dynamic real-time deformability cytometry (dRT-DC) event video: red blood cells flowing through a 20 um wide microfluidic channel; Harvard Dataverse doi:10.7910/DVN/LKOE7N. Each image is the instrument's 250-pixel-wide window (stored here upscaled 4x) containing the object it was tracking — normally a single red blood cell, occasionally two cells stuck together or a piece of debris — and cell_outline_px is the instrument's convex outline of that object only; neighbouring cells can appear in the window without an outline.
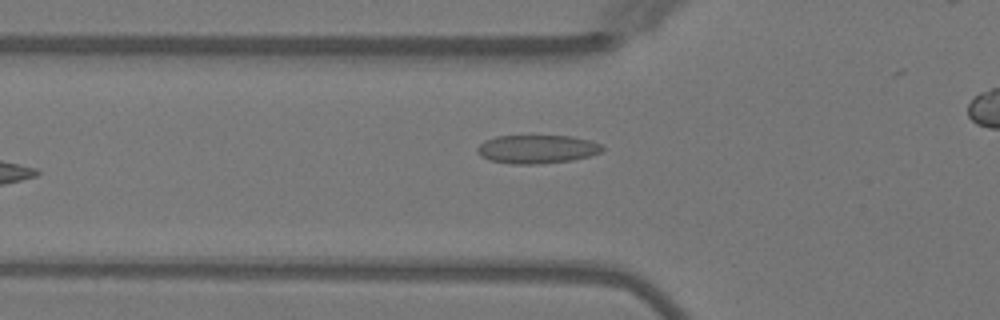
{"species": "Egyptian fruit bat (a non-hibernating species)", "species_latin": "Rousettus aegyptiacus", "temperature_condition": "warm", "stored_images_in_passage": 6, "segment_of_instrument_passage": [1, 2], "camera_frame_rate_fps": 3000, "um_per_image_px": 0.085, "animal": {"sex": "female"}, "frame": {"image": 1, "passage_image": 5, "time_ms": 4.667, "image_size_px": [1000, 320], "cell_outline_px": [[604, 148], [600, 152], [588, 156], [572, 160], [536, 164], [512, 164], [488, 160], [480, 156], [476, 152], [476, 148], [484, 140], [496, 136], [572, 136], [592, 140], [600, 144]], "centroid_in_image_um": [45.61, 12.67], "position_along_channel_um": 80.2, "area_um2": 20.87}}